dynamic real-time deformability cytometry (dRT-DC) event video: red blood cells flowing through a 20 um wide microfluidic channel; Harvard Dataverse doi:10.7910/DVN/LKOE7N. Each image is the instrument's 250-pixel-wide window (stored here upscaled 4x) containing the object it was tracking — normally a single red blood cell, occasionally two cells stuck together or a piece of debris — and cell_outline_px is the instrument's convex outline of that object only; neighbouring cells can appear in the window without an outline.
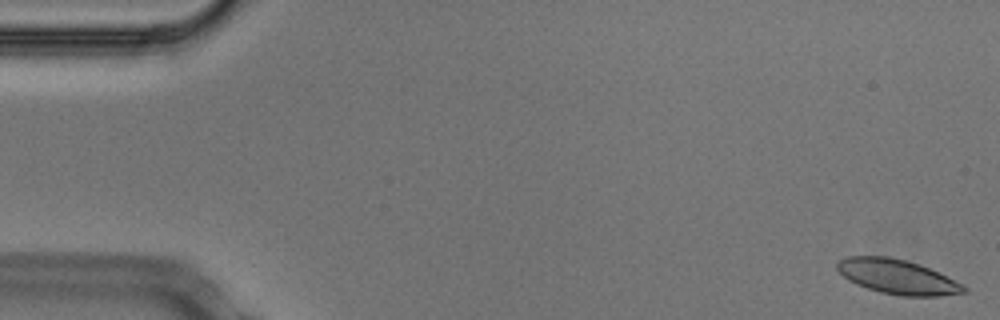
{"species": "Egyptian fruit bat (a non-hibernating species)", "species_latin": "Rousettus aegyptiacus", "temperature_condition": "cold", "stored_images_in_passage": 53, "camera_frame_rate_fps": 3000, "um_per_image_px": 0.085, "animal": {"sex": "male"}, "frame": {"image": 1, "passage_image": 1, "time_ms": 0.0, "image_size_px": [1000, 320], "cell_outline_px": [[968, 292], [936, 296], [900, 296], [880, 292], [856, 284], [848, 280], [836, 268], [836, 264], [840, 260], [848, 256], [888, 256], [920, 264], [964, 284], [968, 288]], "centroid_in_image_um": [76.3, 23.53], "position_along_channel_um": 8.7, "area_um2": 25.49}}
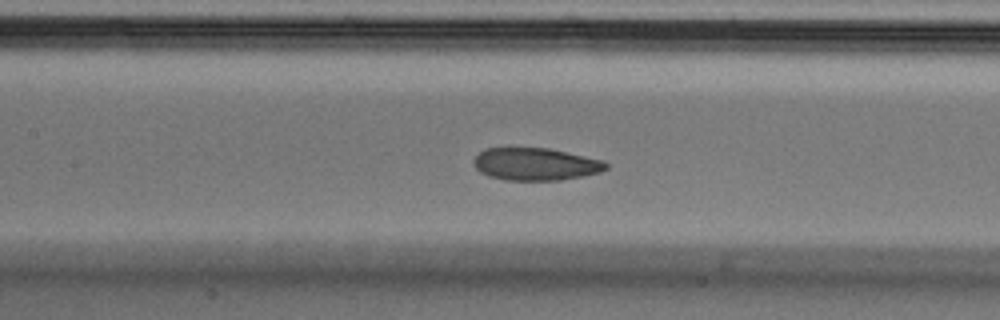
{"frame": {"image": 2, "passage_image": 24, "time_ms": 7.667, "image_size_px": [1000, 320], "cell_outline_px": [[608, 168], [600, 172], [584, 176], [560, 180], [504, 180], [488, 176], [480, 172], [476, 168], [472, 160], [484, 148], [548, 148], [604, 160], [608, 164]], "centroid_in_image_um": [45.53, 13.95], "position_along_channel_um": 161.9, "area_um2": 25.14}}
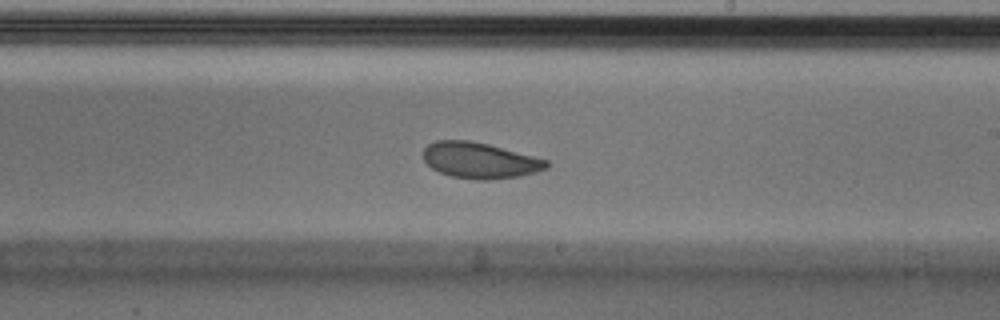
{"frame": {"image": 3, "passage_image": 31, "time_ms": 10.0, "image_size_px": [1000, 320], "cell_outline_px": [[552, 164], [548, 168], [536, 172], [520, 176], [488, 180], [476, 180], [452, 176], [440, 172], [432, 168], [424, 160], [424, 148], [428, 144], [436, 140], [468, 140], [488, 144], [548, 160]], "centroid_in_image_um": [40.81, 13.64], "position_along_channel_um": 248.2, "area_um2": 25.78}, "authors_computed_cell_mechanics": {"area_um2": 26.1834, "velocity_mm_per_s": 3.7148, "shape_relaxation_time_tau1_ms": 4.244, "shape_relaxation_time_tau2_ms": 1.6838, "deformation_change_tau1": 0.1081, "deformation_change_tau2": 0.0603}}